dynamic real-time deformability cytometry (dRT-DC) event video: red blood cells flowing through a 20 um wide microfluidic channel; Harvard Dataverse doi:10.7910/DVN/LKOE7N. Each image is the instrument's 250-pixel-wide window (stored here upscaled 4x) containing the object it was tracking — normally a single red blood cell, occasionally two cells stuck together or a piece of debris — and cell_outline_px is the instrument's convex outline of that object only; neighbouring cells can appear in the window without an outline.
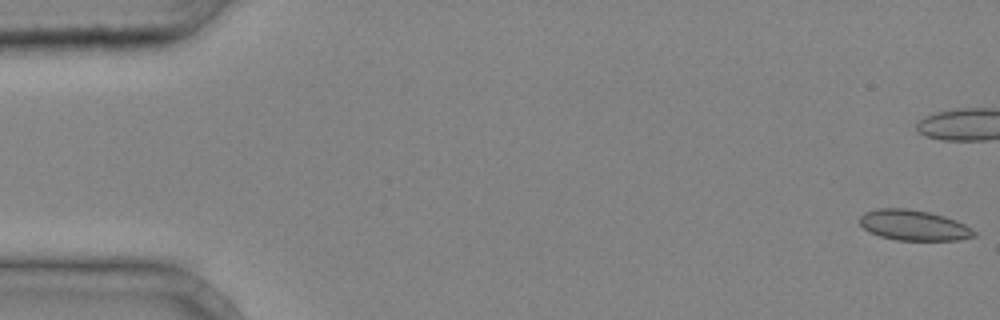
{"species": "common noctule bat (a hibernating species)", "species_latin": "Nyctalus noctula", "temperature_condition": "cold", "stored_images_in_passage": 33, "camera_frame_rate_fps": 3000, "um_per_image_px": 0.085, "animal": {"sex": "male", "body_mass_g": 20.4}, "frame": {"image": 1, "passage_image": 1, "time_ms": 0.0, "image_size_px": [1000, 320], "cell_outline_px": [[976, 236], [960, 240], [896, 240], [880, 236], [868, 232], [860, 224], [860, 216], [864, 212], [876, 208], [904, 208], [928, 212], [944, 216], [956, 220], [972, 228], [976, 232]], "centroid_in_image_um": [77.66, 19.15], "position_along_channel_um": 7.3, "area_um2": 20.4}}